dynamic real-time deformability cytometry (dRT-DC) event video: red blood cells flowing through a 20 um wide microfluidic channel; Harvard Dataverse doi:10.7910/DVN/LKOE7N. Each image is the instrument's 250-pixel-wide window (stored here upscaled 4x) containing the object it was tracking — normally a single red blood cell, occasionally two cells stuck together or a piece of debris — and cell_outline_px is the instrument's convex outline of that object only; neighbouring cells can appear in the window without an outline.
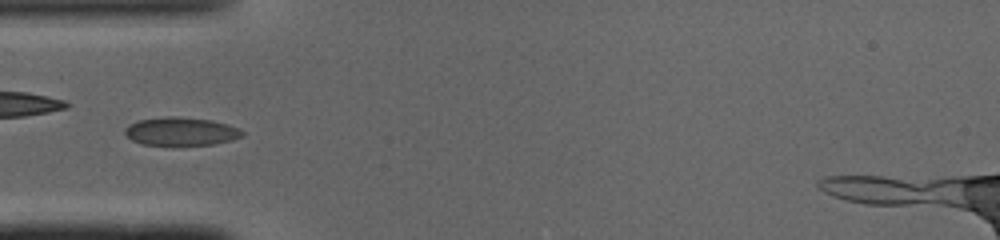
{"species": "common noctule bat (a hibernating species)", "species_latin": "Nyctalus noctula", "temperature_condition": "cold", "stored_images_in_passage": 45, "camera_frame_rate_fps": 3000, "um_per_image_px": 0.085, "animal": {"sex": "male", "body_mass_g": 19.0, "forearm_length_mm": 50.8}, "frame": {"image": 1, "passage_image": 12, "time_ms": 3.667, "image_size_px": [1000, 240], "cell_outline_px": [[244, 136], [232, 140], [212, 144], [144, 144], [132, 140], [124, 132], [124, 128], [128, 124], [140, 120], [168, 116], [176, 116], [212, 120], [228, 124], [240, 128], [244, 132]], "centroid_in_image_um": [15.42, 11.15], "position_along_channel_um": 69.6, "area_um2": 19.13}}
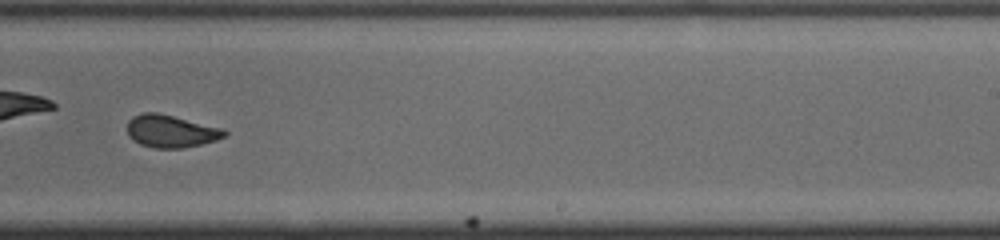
{"frame": {"image": 2, "passage_image": 27, "time_ms": 8.667, "image_size_px": [1000, 240], "cell_outline_px": [[228, 132], [224, 136], [216, 140], [200, 144], [180, 148], [156, 148], [140, 144], [132, 140], [128, 136], [128, 120], [132, 116], [144, 112], [156, 112], [224, 128]], "centroid_in_image_um": [14.51, 11.14], "position_along_channel_um": 274.5, "area_um2": 18.38}}
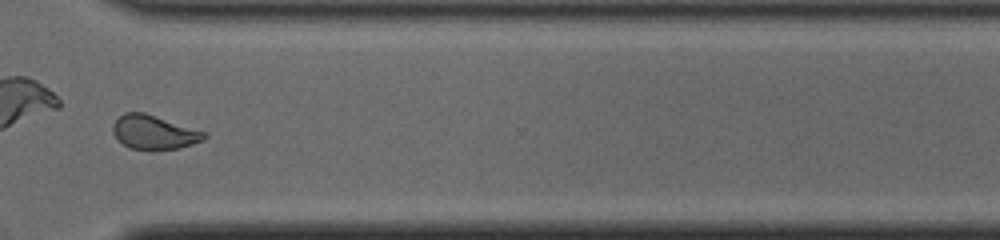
{"frame": {"image": 3, "passage_image": 33, "time_ms": 10.667, "image_size_px": [1000, 240], "cell_outline_px": [[208, 136], [204, 140], [180, 148], [128, 148], [112, 132], [112, 124], [124, 112], [144, 112], [208, 132]], "centroid_in_image_um": [13.13, 11.21], "position_along_channel_um": 357.5, "area_um2": 17.92}}